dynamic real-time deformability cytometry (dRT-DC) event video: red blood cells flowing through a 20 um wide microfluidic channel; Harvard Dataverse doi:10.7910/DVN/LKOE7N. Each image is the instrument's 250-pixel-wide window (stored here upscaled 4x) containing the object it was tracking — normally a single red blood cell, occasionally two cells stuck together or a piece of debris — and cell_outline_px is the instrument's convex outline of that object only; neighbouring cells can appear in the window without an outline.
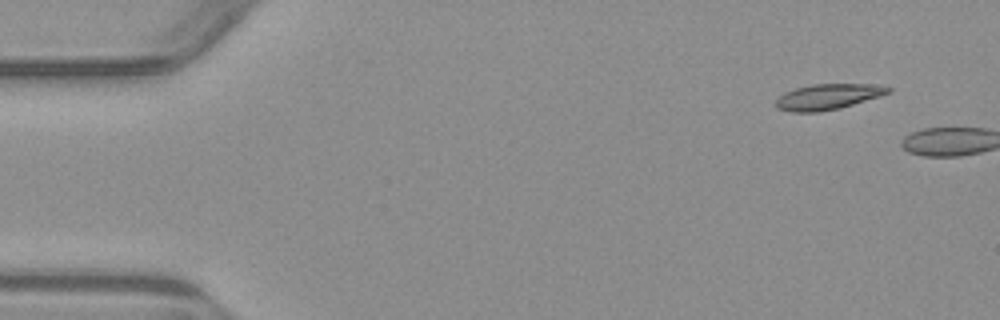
{"species": "common noctule bat (a hibernating species)", "species_latin": "Nyctalus noctula", "temperature_condition": "warm", "stored_images_in_passage": 2, "camera_frame_rate_fps": 3000, "um_per_image_px": 0.085, "animal": {"sex": "male", "body_mass_g": 23.1, "forearm_length_mm": 52.7}, "frame": {"image": 1, "passage_image": 1, "time_ms": 0.0, "image_size_px": [1000, 320], "cell_outline_px": [[892, 92], [880, 96], [840, 108], [820, 112], [792, 112], [776, 108], [776, 100], [784, 92], [796, 88], [812, 84], [880, 84], [892, 88]], "centroid_in_image_um": [70.4, 8.22], "position_along_channel_um": 14.6, "area_um2": 16.88}}